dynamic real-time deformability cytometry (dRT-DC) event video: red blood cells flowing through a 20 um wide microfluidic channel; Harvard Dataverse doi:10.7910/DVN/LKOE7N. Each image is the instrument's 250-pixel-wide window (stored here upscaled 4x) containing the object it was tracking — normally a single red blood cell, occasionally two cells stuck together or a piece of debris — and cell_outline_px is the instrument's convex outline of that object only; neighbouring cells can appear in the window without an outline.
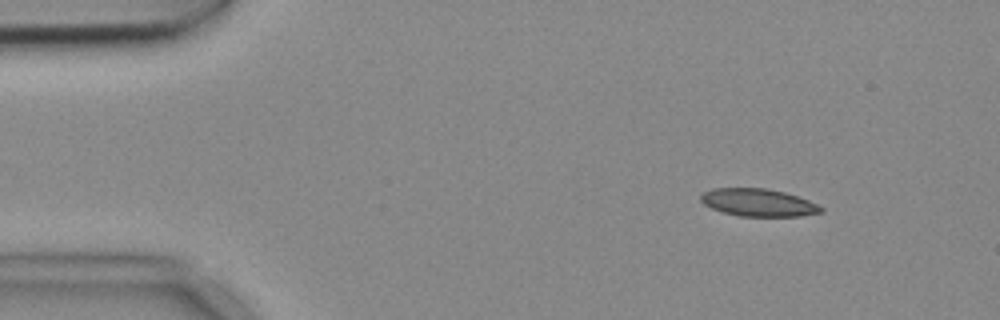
{"species": "common noctule bat (a hibernating species)", "species_latin": "Nyctalus noctula", "temperature_condition": "cold", "stored_images_in_passage": 29, "camera_frame_rate_fps": 3000, "um_per_image_px": 0.085, "animal": {"sex": "female", "body_mass_g": 18.4}, "frame": {"image": 1, "passage_image": 1, "time_ms": 0.0, "image_size_px": [1000, 320], "cell_outline_px": [[824, 212], [800, 216], [740, 216], [724, 212], [712, 208], [704, 204], [700, 200], [700, 196], [704, 192], [712, 188], [764, 188], [784, 192], [808, 200], [824, 208]], "centroid_in_image_um": [64.46, 17.22], "position_along_channel_um": 20.5, "area_um2": 19.19}}
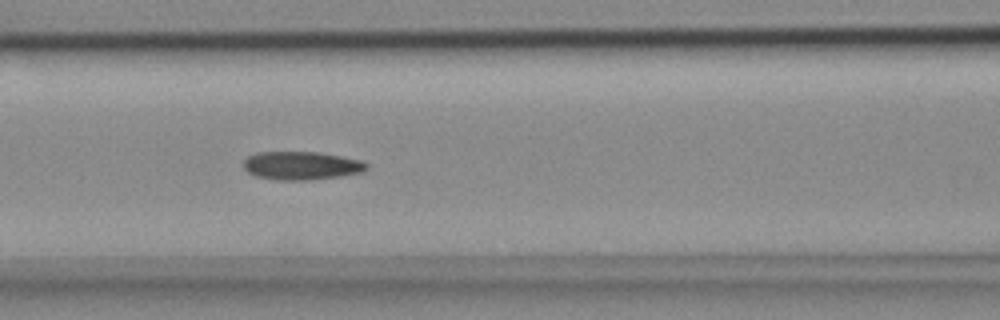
{"frame": {"image": 2, "passage_image": 17, "time_ms": 5.333, "image_size_px": [1000, 320], "cell_outline_px": [[368, 168], [360, 172], [340, 176], [312, 180], [276, 180], [256, 176], [248, 172], [244, 168], [244, 160], [248, 156], [256, 152], [320, 152], [364, 160], [368, 164]], "centroid_in_image_um": [25.64, 14.07], "position_along_channel_um": 141.0, "area_um2": 20.46}}
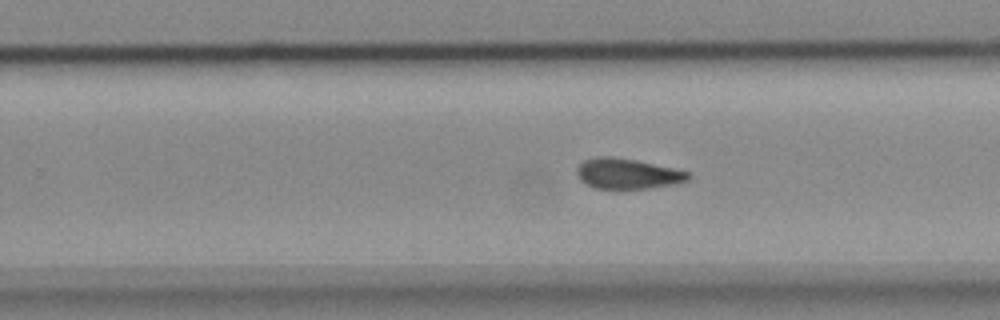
{"frame": {"image": 3, "passage_image": 28, "time_ms": 9.0, "image_size_px": [1000, 320], "cell_outline_px": [[692, 176], [688, 180], [672, 184], [648, 188], [616, 192], [596, 188], [580, 180], [576, 172], [576, 168], [584, 160], [596, 156], [612, 156], [636, 160], [672, 168], [688, 172]], "centroid_in_image_um": [53.28, 14.8], "position_along_channel_um": 276.5, "area_um2": 20.23}}